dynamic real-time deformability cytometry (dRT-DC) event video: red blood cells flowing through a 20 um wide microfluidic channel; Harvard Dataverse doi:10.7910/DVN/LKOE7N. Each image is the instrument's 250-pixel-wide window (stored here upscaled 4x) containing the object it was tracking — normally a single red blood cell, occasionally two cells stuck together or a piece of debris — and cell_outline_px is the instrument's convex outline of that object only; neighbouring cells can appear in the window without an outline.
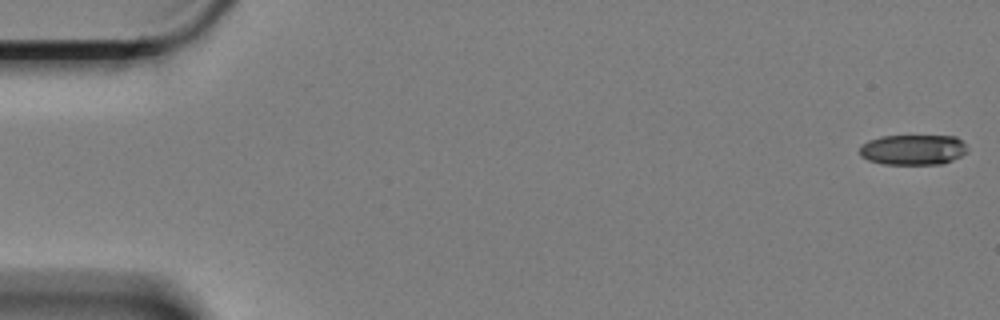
{"species": "Egyptian fruit bat (a non-hibernating species)", "species_latin": "Rousettus aegyptiacus", "temperature_condition": "cold", "stored_images_in_passage": 9, "camera_frame_rate_fps": 3000, "um_per_image_px": 0.085, "animal": {"sex": "female"}, "frame": {"image": 1, "passage_image": 1, "time_ms": 0.0, "image_size_px": [1000, 320], "cell_outline_px": [[968, 152], [952, 160], [940, 164], [884, 164], [868, 160], [860, 156], [860, 144], [868, 140], [880, 136], [956, 136], [964, 144]], "centroid_in_image_um": [77.57, 12.72], "position_along_channel_um": 7.4, "area_um2": 19.07}}